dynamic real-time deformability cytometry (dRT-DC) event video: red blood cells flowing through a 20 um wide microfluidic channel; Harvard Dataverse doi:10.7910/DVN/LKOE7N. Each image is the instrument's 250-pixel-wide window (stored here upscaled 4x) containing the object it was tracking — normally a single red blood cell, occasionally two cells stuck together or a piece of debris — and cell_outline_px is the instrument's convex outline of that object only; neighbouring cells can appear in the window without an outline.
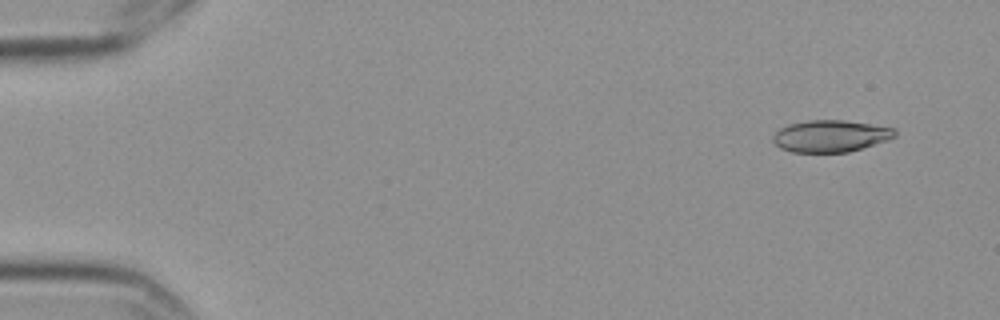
{"species": "Egyptian fruit bat (a non-hibernating species)", "species_latin": "Rousettus aegyptiacus", "temperature_condition": "cold", "stored_images_in_passage": 6, "camera_frame_rate_fps": 3000, "um_per_image_px": 0.085, "frame": {"image": 1, "passage_image": 2, "time_ms": 0.333, "image_size_px": [1000, 320], "cell_outline_px": [[896, 136], [848, 152], [792, 152], [780, 148], [772, 140], [772, 136], [780, 128], [788, 124], [808, 120], [844, 120], [892, 128], [896, 132]], "centroid_in_image_um": [70.52, 11.56], "position_along_channel_um": 14.5, "area_um2": 22.25}}
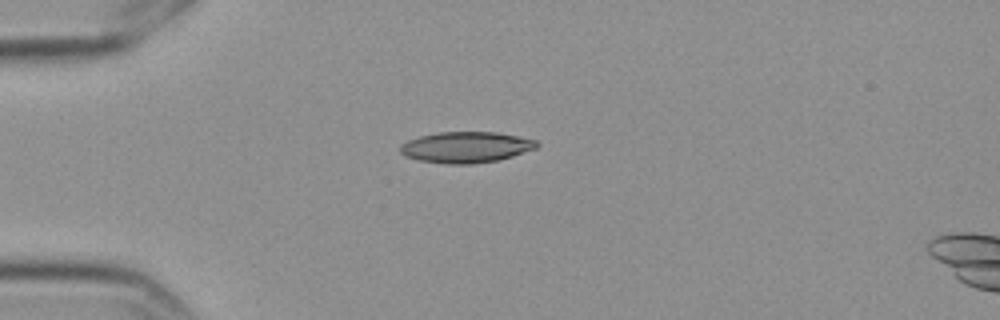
{"frame": {"image": 2, "passage_image": 5, "time_ms": 1.333, "image_size_px": [1000, 320], "cell_outline_px": [[540, 144], [536, 148], [512, 156], [496, 160], [472, 164], [444, 164], [416, 160], [404, 156], [400, 152], [400, 144], [408, 140], [420, 136], [436, 132], [496, 132], [536, 140]], "centroid_in_image_um": [39.56, 12.52], "position_along_channel_um": 45.4, "area_um2": 24.74}}